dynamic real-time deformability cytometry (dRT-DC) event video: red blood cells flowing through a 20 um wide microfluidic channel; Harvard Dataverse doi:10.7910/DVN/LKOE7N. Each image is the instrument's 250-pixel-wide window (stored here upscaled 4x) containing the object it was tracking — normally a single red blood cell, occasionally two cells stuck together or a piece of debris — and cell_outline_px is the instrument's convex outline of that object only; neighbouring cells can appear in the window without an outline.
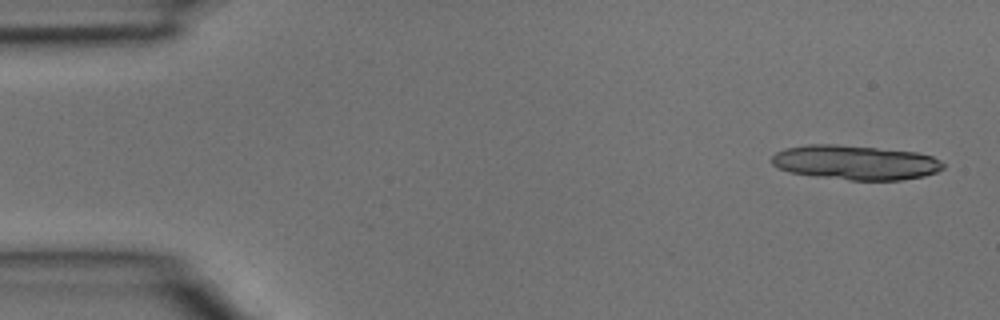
{"species": "common noctule bat (a hibernating species)", "species_latin": "Nyctalus noctula", "temperature_condition": "room temperature", "stored_images_in_passage": 4, "camera_frame_rate_fps": 3000, "um_per_image_px": 0.085, "animal": {"sex": "male", "body_mass_g": 15.6}, "frame": {"image": 1, "passage_image": 1, "time_ms": 0.0, "image_size_px": [1000, 320], "cell_outline_px": [[944, 168], [936, 172], [924, 176], [900, 180], [848, 180], [816, 176], [788, 172], [772, 164], [772, 156], [776, 152], [784, 148], [808, 144], [836, 144], [916, 152], [932, 156], [940, 160], [944, 164]], "centroid_in_image_um": [72.7, 13.81], "position_along_channel_um": 12.3, "area_um2": 34.45}}